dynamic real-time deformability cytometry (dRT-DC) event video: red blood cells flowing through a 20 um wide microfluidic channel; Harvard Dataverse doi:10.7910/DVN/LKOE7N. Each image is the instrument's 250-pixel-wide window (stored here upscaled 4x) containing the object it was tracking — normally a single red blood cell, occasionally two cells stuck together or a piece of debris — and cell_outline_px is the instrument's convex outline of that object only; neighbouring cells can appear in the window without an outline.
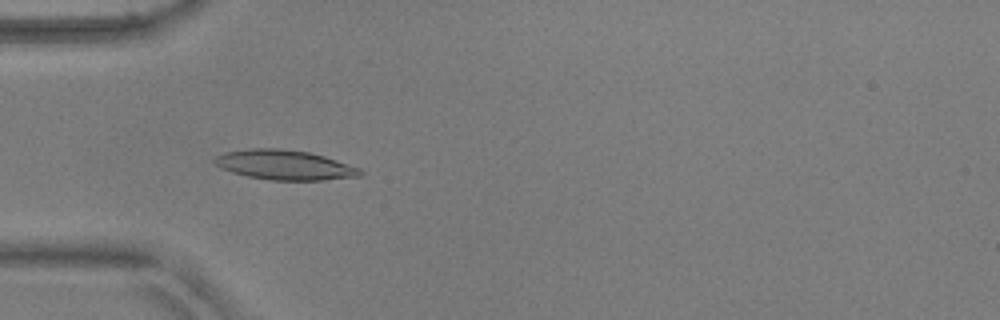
{"species": "common noctule bat (a hibernating species)", "species_latin": "Nyctalus noctula", "temperature_condition": "warm", "stored_images_in_passage": 39, "camera_frame_rate_fps": 3000, "um_per_image_px": 0.085, "animal": {"sex": "male", "body_mass_g": 17.9, "forearm_length_mm": 54.2}, "frame": {"image": 1, "passage_image": 3, "time_ms": 0.667, "image_size_px": [1000, 320], "cell_outline_px": [[364, 172], [360, 176], [324, 180], [272, 180], [248, 176], [232, 172], [220, 168], [212, 160], [216, 156], [224, 152], [248, 148], [276, 148], [308, 152], [324, 156], [360, 168]], "centroid_in_image_um": [24.17, 14.01], "position_along_channel_um": 60.8, "area_um2": 25.2}}
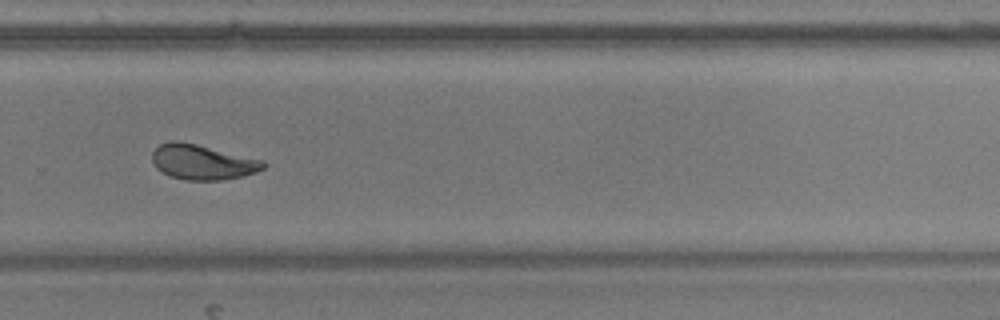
{"frame": {"image": 2, "passage_image": 23, "time_ms": 7.333, "image_size_px": [1000, 320], "cell_outline_px": [[268, 164], [264, 168], [256, 172], [240, 176], [220, 180], [184, 180], [172, 176], [156, 168], [152, 160], [152, 152], [160, 144], [172, 140], [180, 140], [264, 160]], "centroid_in_image_um": [17.21, 13.76], "position_along_channel_um": 312.6, "area_um2": 22.66}}
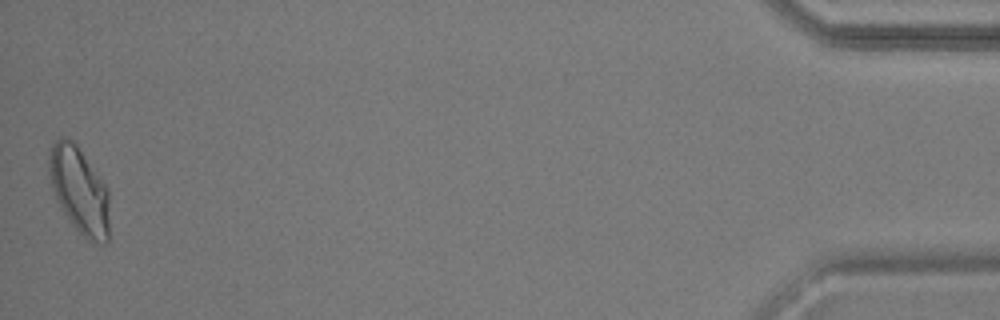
{"frame": {"image": 3, "passage_image": 39, "time_ms": 12.667, "image_size_px": [1000, 320], "cell_outline_px": [[108, 240], [104, 244], [100, 244], [84, 236], [72, 224], [60, 208], [56, 200], [52, 188], [48, 168], [48, 160], [52, 144], [60, 136], [68, 136], [76, 144], [108, 188]], "centroid_in_image_um": [6.72, 16.14], "position_along_channel_um": 428.5, "area_um2": 30.29}, "authors_computed_cell_mechanics": {"area_um2": 22.7732, "velocity_mm_per_s": 3.8129, "shape_relaxation_time_tau1_ms": 10.0562, "shape_relaxation_time_tau2_ms": 2.1689, "deformation_change_tau1": 0.2675, "deformation_change_tau2": 0.066}}